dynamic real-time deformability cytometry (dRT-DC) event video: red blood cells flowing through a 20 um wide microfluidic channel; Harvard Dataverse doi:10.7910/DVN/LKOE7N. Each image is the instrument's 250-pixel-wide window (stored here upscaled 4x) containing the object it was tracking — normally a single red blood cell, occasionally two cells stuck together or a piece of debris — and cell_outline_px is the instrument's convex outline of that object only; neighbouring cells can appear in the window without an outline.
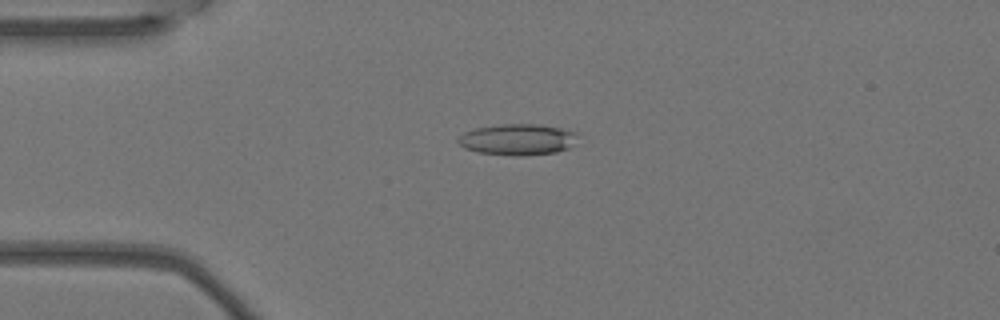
{"species": "Egyptian fruit bat (a non-hibernating species)", "species_latin": "Rousettus aegyptiacus", "temperature_condition": "warm", "stored_images_in_passage": 5, "camera_frame_rate_fps": 3000, "um_per_image_px": 0.085, "animal": {"sex": "female"}, "frame": {"image": 1, "passage_image": 4, "time_ms": 1.0, "image_size_px": [1000, 320], "cell_outline_px": [[580, 132], [572, 144], [568, 148], [556, 152], [524, 156], [512, 156], [476, 152], [464, 148], [456, 140], [464, 132], [476, 128], [500, 124], [540, 124]], "centroid_in_image_um": [44.0, 11.86], "position_along_channel_um": 41.0, "area_um2": 21.91}}